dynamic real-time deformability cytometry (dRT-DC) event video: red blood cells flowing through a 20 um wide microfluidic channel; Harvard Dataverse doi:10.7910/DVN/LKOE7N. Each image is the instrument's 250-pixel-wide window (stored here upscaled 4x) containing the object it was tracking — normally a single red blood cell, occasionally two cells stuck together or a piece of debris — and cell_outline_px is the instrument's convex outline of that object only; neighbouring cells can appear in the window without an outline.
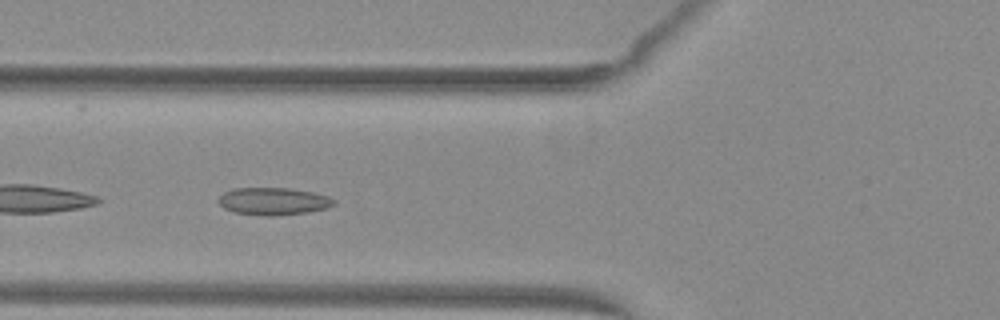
{"species": "common noctule bat (a hibernating species)", "species_latin": "Nyctalus noctula", "temperature_condition": "warm", "stored_images_in_passage": 49, "camera_frame_rate_fps": 3000, "um_per_image_px": 0.085, "animal": {"sex": "female", "body_mass_g": 29.2, "forearm_length_mm": 56.3}, "frame": {"image": 1, "passage_image": 18, "time_ms": 5.667, "image_size_px": [1000, 320], "cell_outline_px": [[336, 204], [328, 208], [308, 212], [276, 216], [264, 216], [232, 212], [224, 208], [216, 200], [224, 192], [232, 188], [288, 188], [312, 192], [328, 196], [336, 200]], "centroid_in_image_um": [23.23, 17.11], "position_along_channel_um": 102.6, "area_um2": 18.67}}
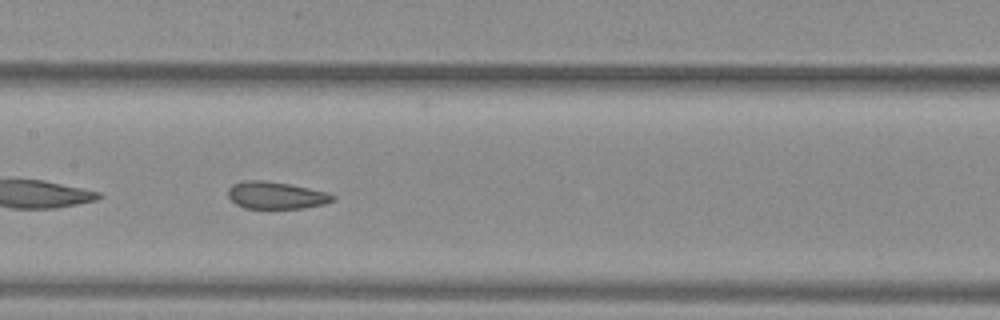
{"frame": {"image": 2, "passage_image": 24, "time_ms": 7.667, "image_size_px": [1000, 320], "cell_outline_px": [[336, 200], [324, 204], [304, 208], [244, 208], [236, 204], [228, 196], [228, 188], [232, 184], [240, 180], [264, 180], [288, 184], [328, 192], [336, 196]], "centroid_in_image_um": [23.46, 16.59], "position_along_channel_um": 183.9, "area_um2": 16.7}}
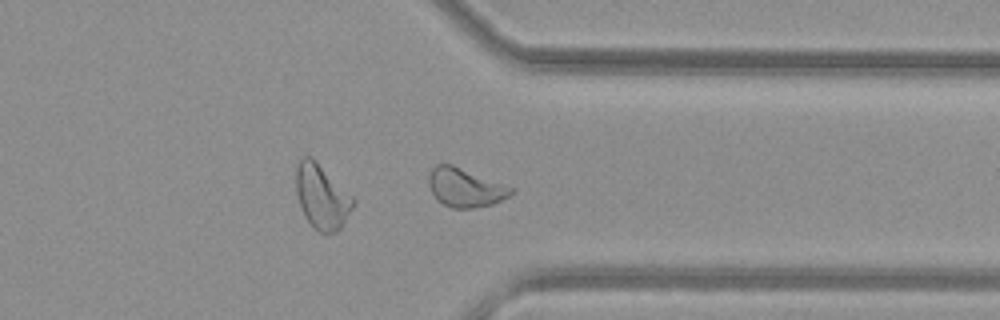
{"frame": {"image": 3, "passage_image": 38, "time_ms": 12.333, "image_size_px": [1000, 320], "cell_outline_px": [[512, 192], [508, 196], [492, 204], [472, 208], [452, 208], [436, 200], [428, 184], [428, 176], [432, 168], [436, 164], [452, 164], [512, 188]], "centroid_in_image_um": [39.47, 15.94], "position_along_channel_um": 371.9, "area_um2": 18.21}, "authors_computed_cell_mechanics": {"area_um2": 19.074, "velocity_mm_per_s": 4.0519, "shape_relaxation_time_tau1_ms": null, "shape_relaxation_time_tau2_ms": 1.2374, "deformation_change_tau1": null, "deformation_change_tau2": 0.0787}}